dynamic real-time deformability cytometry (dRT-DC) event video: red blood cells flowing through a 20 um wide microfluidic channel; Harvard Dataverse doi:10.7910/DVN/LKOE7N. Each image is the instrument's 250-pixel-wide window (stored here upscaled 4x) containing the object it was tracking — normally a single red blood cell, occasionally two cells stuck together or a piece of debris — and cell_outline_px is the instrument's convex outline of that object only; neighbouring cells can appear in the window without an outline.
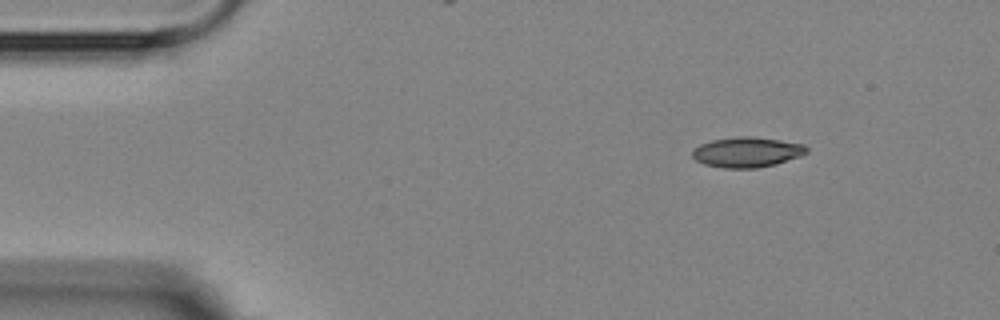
{"species": "Egyptian fruit bat (a non-hibernating species)", "species_latin": "Rousettus aegyptiacus", "temperature_condition": "room temperature", "stored_images_in_passage": 5, "camera_frame_rate_fps": 3000, "um_per_image_px": 0.085, "animal": {"sex": "female"}, "frame": {"image": 1, "passage_image": 1, "time_ms": 0.0, "image_size_px": [1000, 320], "cell_outline_px": [[808, 152], [800, 156], [776, 164], [756, 168], [724, 168], [704, 164], [696, 160], [692, 156], [692, 152], [700, 144], [712, 140], [744, 136], [748, 136], [780, 140], [804, 144], [808, 148]], "centroid_in_image_um": [63.51, 12.94], "position_along_channel_um": 21.5, "area_um2": 19.94}}
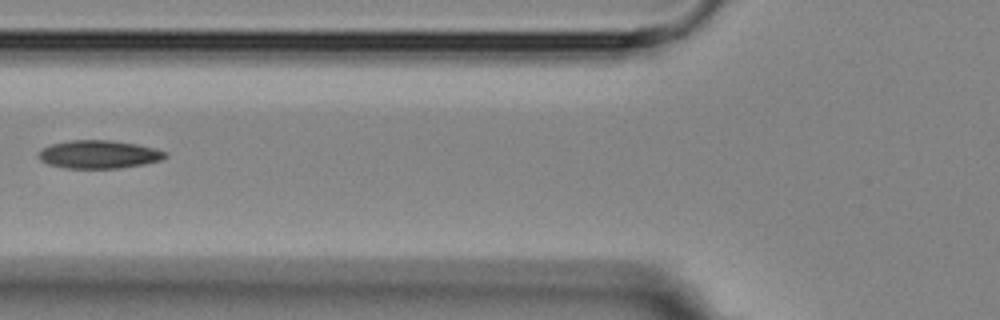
{"frame": {"image": 2, "passage_image": 5, "time_ms": 4.667, "image_size_px": [1000, 320], "cell_outline_px": [[168, 156], [160, 160], [144, 164], [116, 168], [68, 168], [48, 164], [40, 160], [36, 156], [40, 148], [52, 144], [72, 140], [112, 140], [136, 144], [168, 152]], "centroid_in_image_um": [8.37, 13.12], "position_along_channel_um": 117.4, "area_um2": 20.75}}